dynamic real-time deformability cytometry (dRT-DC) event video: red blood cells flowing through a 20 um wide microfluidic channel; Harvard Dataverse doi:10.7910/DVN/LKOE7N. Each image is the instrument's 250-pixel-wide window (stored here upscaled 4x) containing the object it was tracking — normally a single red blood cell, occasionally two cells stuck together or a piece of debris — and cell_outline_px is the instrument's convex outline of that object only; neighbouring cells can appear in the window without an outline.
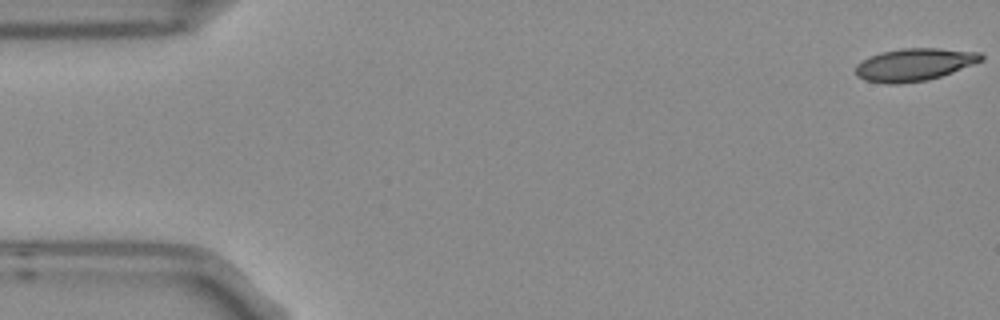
{"species": "Egyptian fruit bat (a non-hibernating species)", "species_latin": "Rousettus aegyptiacus", "temperature_condition": "room temperature", "stored_images_in_passage": 4, "camera_frame_rate_fps": 3000, "um_per_image_px": 0.085, "frame": {"image": 1, "passage_image": 1, "time_ms": 0.0, "image_size_px": [1000, 320], "cell_outline_px": [[984, 60], [952, 72], [928, 80], [900, 84], [888, 84], [864, 80], [856, 76], [856, 64], [868, 56], [880, 52], [900, 48], [936, 48], [980, 52], [984, 56]], "centroid_in_image_um": [77.69, 5.49], "position_along_channel_um": 7.3, "area_um2": 23.99}}